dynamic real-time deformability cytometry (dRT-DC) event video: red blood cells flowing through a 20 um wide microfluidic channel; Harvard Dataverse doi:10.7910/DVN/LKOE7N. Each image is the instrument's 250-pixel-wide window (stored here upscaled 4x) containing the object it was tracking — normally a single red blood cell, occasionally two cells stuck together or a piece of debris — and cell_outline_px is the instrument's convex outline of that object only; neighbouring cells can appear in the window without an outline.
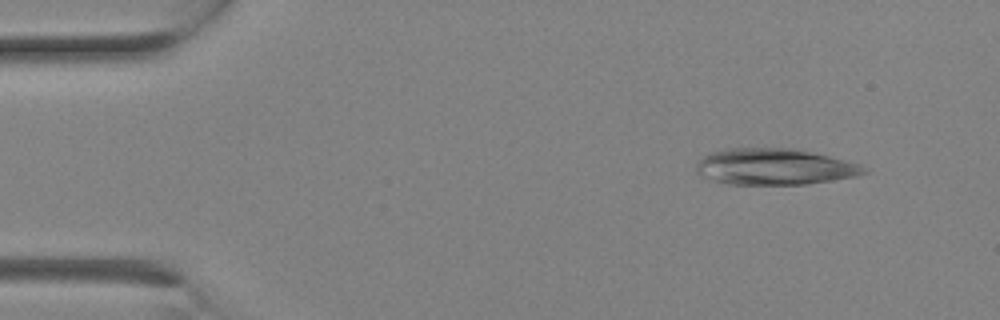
{"species": "Egyptian fruit bat (a non-hibernating species)", "species_latin": "Rousettus aegyptiacus", "temperature_condition": "room temperature", "stored_images_in_passage": 3, "camera_frame_rate_fps": 3000, "um_per_image_px": 0.085, "animal": {"sex": "female"}, "frame": {"image": 1, "passage_image": 3, "time_ms": 0.667, "image_size_px": [1000, 320], "cell_outline_px": [[868, 172], [856, 176], [808, 184], [728, 184], [700, 176], [696, 172], [696, 164], [704, 156], [712, 152], [728, 148], [796, 148], [860, 164], [868, 168]], "centroid_in_image_um": [65.84, 14.17], "position_along_channel_um": 19.2, "area_um2": 35.37}}